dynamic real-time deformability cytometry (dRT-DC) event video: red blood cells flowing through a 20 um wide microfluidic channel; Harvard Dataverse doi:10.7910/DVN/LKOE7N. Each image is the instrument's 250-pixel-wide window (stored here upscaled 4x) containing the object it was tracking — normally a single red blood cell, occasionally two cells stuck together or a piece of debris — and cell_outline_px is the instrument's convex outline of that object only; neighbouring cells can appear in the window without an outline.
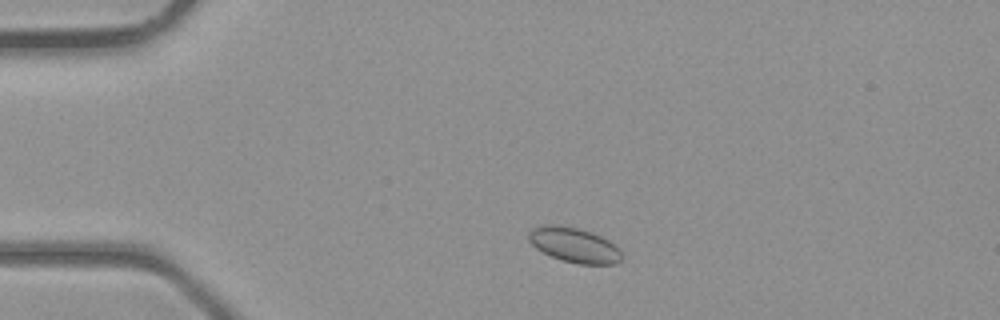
{"species": "common noctule bat (a hibernating species)", "species_latin": "Nyctalus noctula", "temperature_condition": "room temperature", "stored_images_in_passage": 35, "camera_frame_rate_fps": 3000, "um_per_image_px": 0.085, "animal": {"sex": "male", "body_mass_g": 23.1, "forearm_length_mm": 52.7}, "frame": {"image": 1, "passage_image": 3, "time_ms": 0.667, "image_size_px": [1000, 320], "cell_outline_px": [[624, 256], [616, 264], [576, 264], [552, 256], [536, 248], [528, 240], [528, 232], [532, 228], [544, 224], [556, 224], [580, 228], [592, 232], [608, 240], [620, 248]], "centroid_in_image_um": [48.83, 20.81], "position_along_channel_um": 36.2, "area_um2": 19.13}}
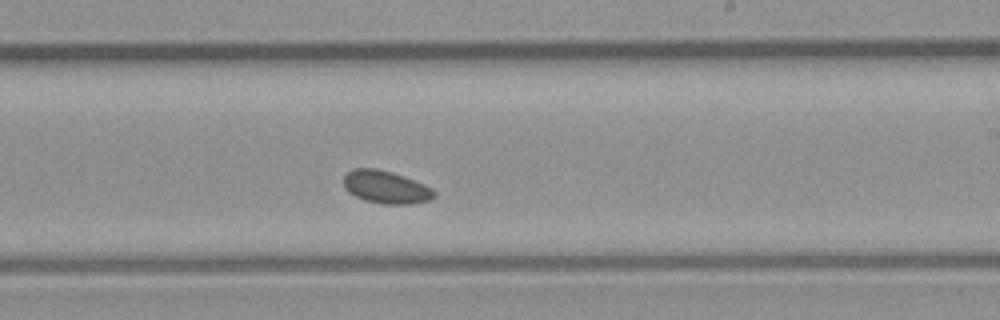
{"frame": {"image": 2, "passage_image": 19, "time_ms": 6.0, "image_size_px": [1000, 320], "cell_outline_px": [[436, 196], [428, 200], [412, 204], [384, 204], [364, 200], [348, 192], [344, 188], [344, 176], [352, 168], [376, 168], [392, 172], [404, 176], [424, 184], [432, 188], [436, 192]], "centroid_in_image_um": [32.8, 15.9], "position_along_channel_um": 256.2, "area_um2": 17.34}}
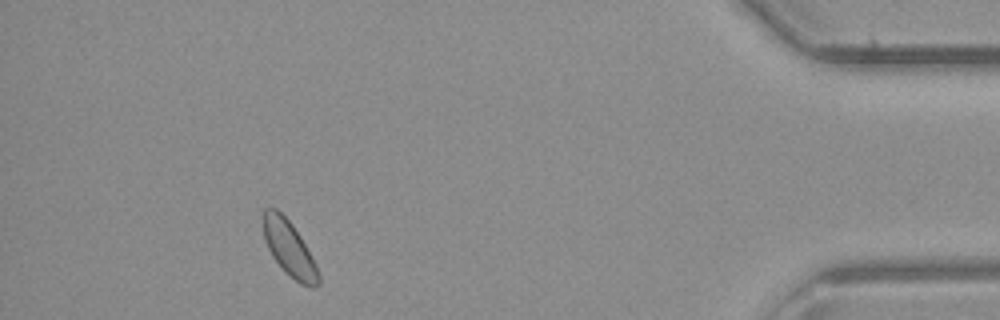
{"frame": {"image": 3, "passage_image": 32, "time_ms": 10.333, "image_size_px": [1000, 320], "cell_outline_px": [[320, 284], [316, 288], [312, 288], [300, 284], [272, 256], [264, 240], [264, 208], [276, 208], [292, 224], [300, 236], [312, 256], [316, 264], [320, 276]], "centroid_in_image_um": [24.62, 21.14], "position_along_channel_um": 410.6, "area_um2": 17.4}}